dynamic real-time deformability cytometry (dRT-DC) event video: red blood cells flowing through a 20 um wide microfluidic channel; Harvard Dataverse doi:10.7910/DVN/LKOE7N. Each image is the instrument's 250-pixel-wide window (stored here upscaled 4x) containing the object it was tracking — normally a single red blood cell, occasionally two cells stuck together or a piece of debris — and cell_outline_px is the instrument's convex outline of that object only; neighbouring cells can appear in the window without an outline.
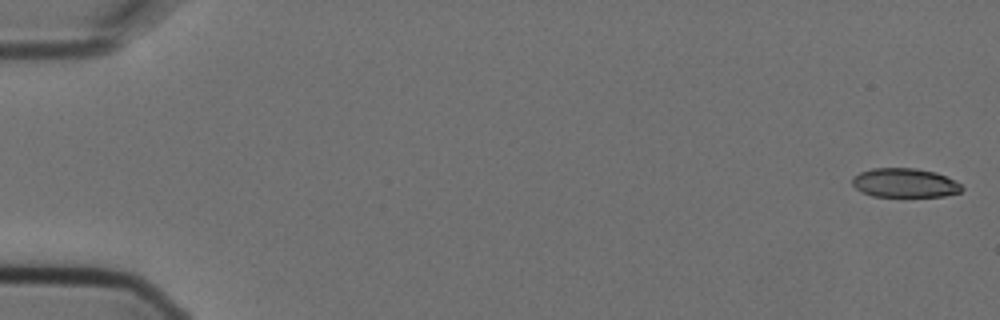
{"species": "Egyptian fruit bat (a non-hibernating species)", "species_latin": "Rousettus aegyptiacus", "temperature_condition": "cold", "stored_images_in_passage": 6, "camera_frame_rate_fps": 3000, "um_per_image_px": 0.085, "animal": {"sex": "female"}, "frame": {"image": 1, "passage_image": 1, "time_ms": 0.0, "image_size_px": [1000, 320], "cell_outline_px": [[964, 188], [960, 192], [944, 196], [872, 196], [860, 192], [852, 184], [852, 176], [860, 172], [872, 168], [916, 168], [936, 172], [960, 184]], "centroid_in_image_um": [76.86, 15.54], "position_along_channel_um": 8.1, "area_um2": 18.55}}
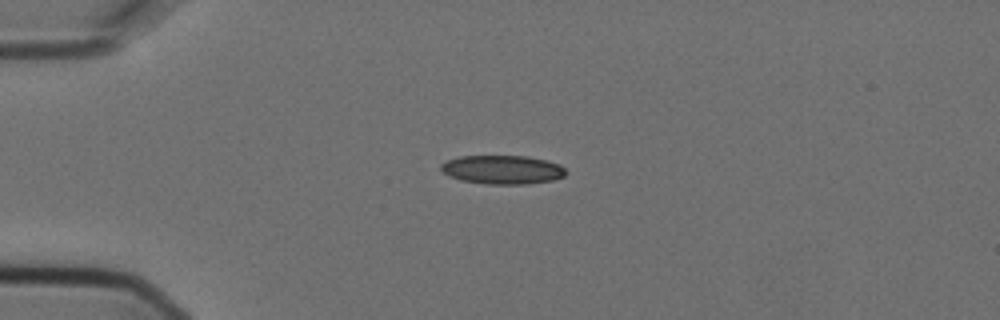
{"frame": {"image": 2, "passage_image": 4, "time_ms": 1.0, "image_size_px": [1000, 320], "cell_outline_px": [[564, 176], [552, 180], [528, 184], [484, 184], [460, 180], [448, 176], [440, 168], [440, 164], [448, 160], [460, 156], [528, 156], [560, 164], [564, 168]], "centroid_in_image_um": [42.68, 14.42], "position_along_channel_um": 42.3, "area_um2": 20.92}}
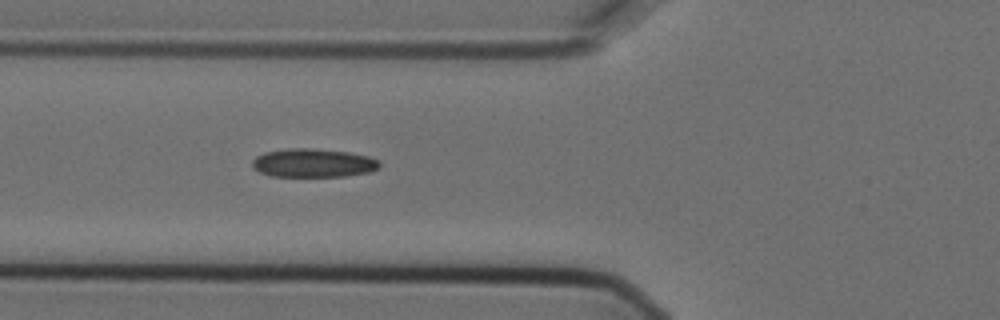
{"frame": {"image": 3, "passage_image": 6, "time_ms": 1.667, "image_size_px": [1000, 320], "cell_outline_px": [[380, 168], [368, 172], [344, 176], [272, 176], [260, 172], [252, 168], [252, 160], [256, 156], [264, 152], [288, 148], [308, 148], [348, 152], [368, 156], [380, 160]], "centroid_in_image_um": [26.61, 13.85], "position_along_channel_um": 99.2, "area_um2": 21.21}}